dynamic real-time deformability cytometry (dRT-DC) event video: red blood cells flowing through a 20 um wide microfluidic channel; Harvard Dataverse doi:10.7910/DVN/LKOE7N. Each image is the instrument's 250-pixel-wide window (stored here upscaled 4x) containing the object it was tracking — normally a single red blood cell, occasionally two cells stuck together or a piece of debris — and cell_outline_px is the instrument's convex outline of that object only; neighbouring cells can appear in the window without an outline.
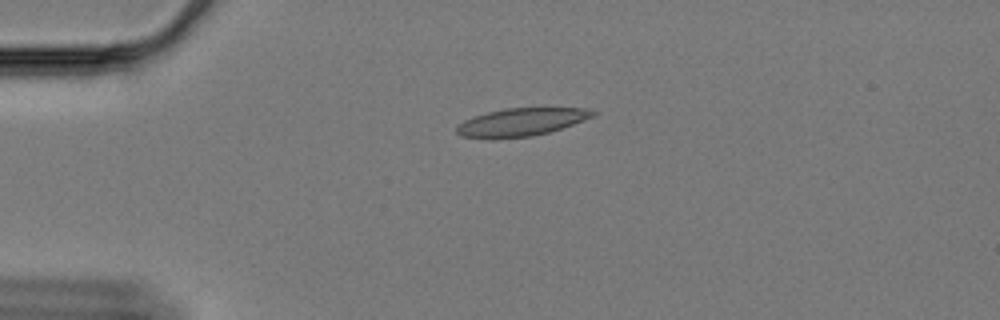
{"species": "Egyptian fruit bat (a non-hibernating species)", "species_latin": "Rousettus aegyptiacus", "temperature_condition": "cold", "stored_images_in_passage": 50, "camera_frame_rate_fps": 3000, "um_per_image_px": 0.085, "animal": {"sex": "female"}, "frame": {"image": 1, "passage_image": 4, "time_ms": 1.0, "image_size_px": [1000, 320], "cell_outline_px": [[596, 116], [548, 132], [532, 136], [492, 140], [460, 136], [456, 132], [456, 128], [464, 120], [488, 112], [504, 108], [588, 108], [596, 112]], "centroid_in_image_um": [44.28, 10.39], "position_along_channel_um": 40.7, "area_um2": 22.25}}
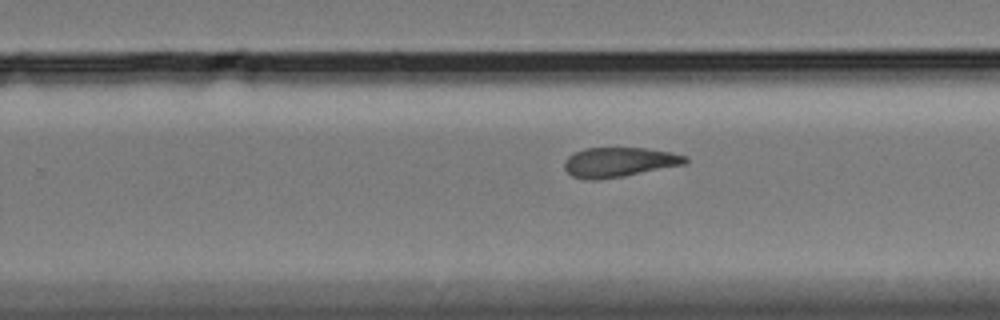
{"frame": {"image": 2, "passage_image": 28, "time_ms": 9.0, "image_size_px": [1000, 320], "cell_outline_px": [[688, 164], [624, 176], [600, 180], [588, 180], [572, 176], [564, 168], [564, 160], [568, 156], [584, 148], [644, 148], [672, 152], [688, 156]], "centroid_in_image_um": [52.66, 13.79], "position_along_channel_um": 277.1, "area_um2": 21.15}}
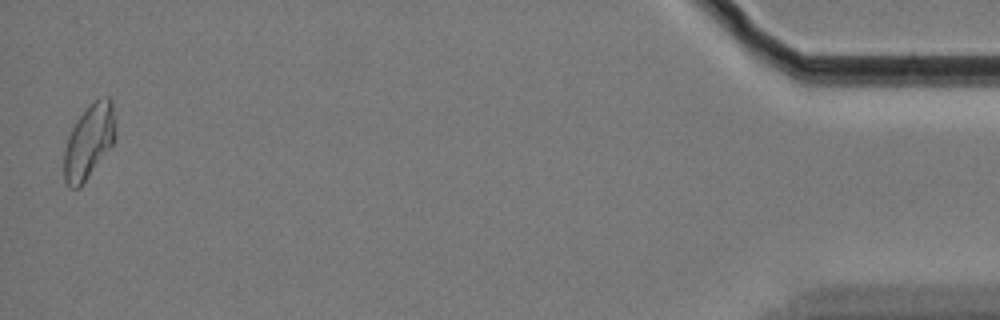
{"frame": {"image": 3, "passage_image": 49, "time_ms": 16.0, "image_size_px": [1000, 320], "cell_outline_px": [[116, 136], [112, 144], [80, 188], [68, 188], [64, 180], [64, 152], [68, 136], [72, 128], [88, 104], [104, 96], [108, 96], [112, 100], [116, 132]], "centroid_in_image_um": [7.56, 12.02], "position_along_channel_um": 427.6, "area_um2": 22.14}, "authors_computed_cell_mechanics": {"area_um2": 21.7617, "velocity_mm_per_s": 3.338, "shape_relaxation_time_tau1_ms": null, "shape_relaxation_time_tau2_ms": 4.5698, "deformation_change_tau1": null, "deformation_change_tau2": 0.1002}}